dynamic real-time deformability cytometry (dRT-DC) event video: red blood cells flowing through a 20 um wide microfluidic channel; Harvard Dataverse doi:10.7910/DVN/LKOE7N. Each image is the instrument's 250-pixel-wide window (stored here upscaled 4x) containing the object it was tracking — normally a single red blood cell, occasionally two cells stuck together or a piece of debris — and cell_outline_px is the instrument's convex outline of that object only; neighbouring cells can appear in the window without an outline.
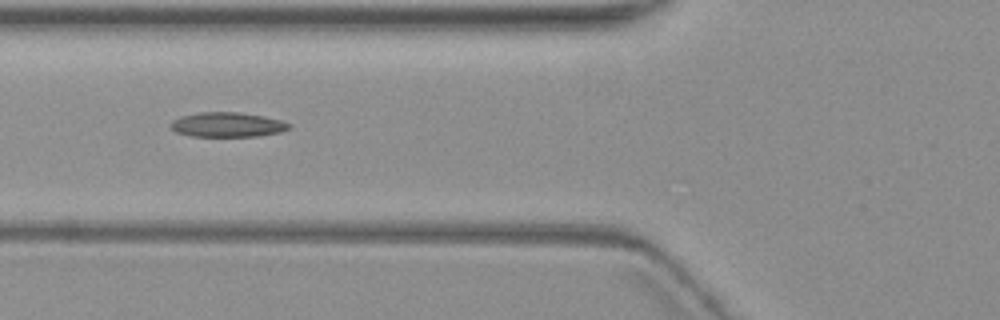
{"species": "common noctule bat (a hibernating species)", "species_latin": "Nyctalus noctula", "temperature_condition": "warm", "stored_images_in_passage": 7, "camera_frame_rate_fps": 3000, "um_per_image_px": 0.085, "animal": {"sex": "female", "body_mass_g": 19.3, "forearm_length_mm": 54.1}, "frame": {"image": 1, "passage_image": 4, "time_ms": 3.667, "image_size_px": [1000, 320], "cell_outline_px": [[292, 128], [280, 132], [256, 136], [192, 136], [176, 132], [172, 128], [172, 120], [180, 116], [200, 112], [240, 112], [264, 116], [280, 120], [292, 124]], "centroid_in_image_um": [19.36, 10.59], "position_along_channel_um": 106.4, "area_um2": 16.99}}
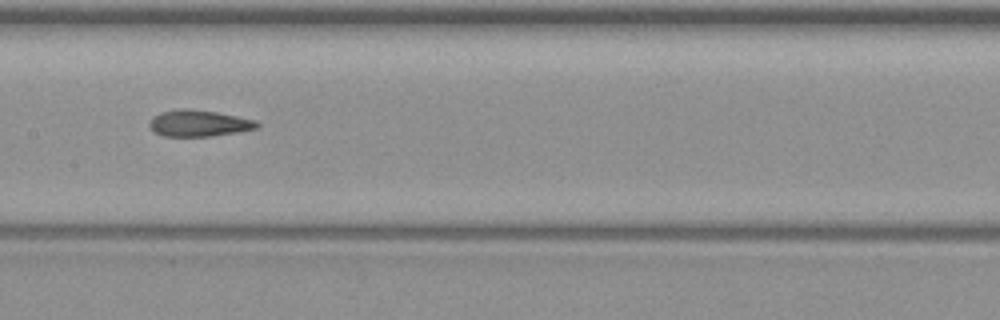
{"frame": {"image": 2, "passage_image": 6, "time_ms": 6.0, "image_size_px": [1000, 320], "cell_outline_px": [[260, 124], [256, 128], [236, 132], [212, 136], [164, 136], [156, 132], [148, 124], [152, 116], [160, 112], [184, 108], [188, 108], [216, 112], [256, 120]], "centroid_in_image_um": [16.88, 10.47], "position_along_channel_um": 190.5, "area_um2": 16.42}}
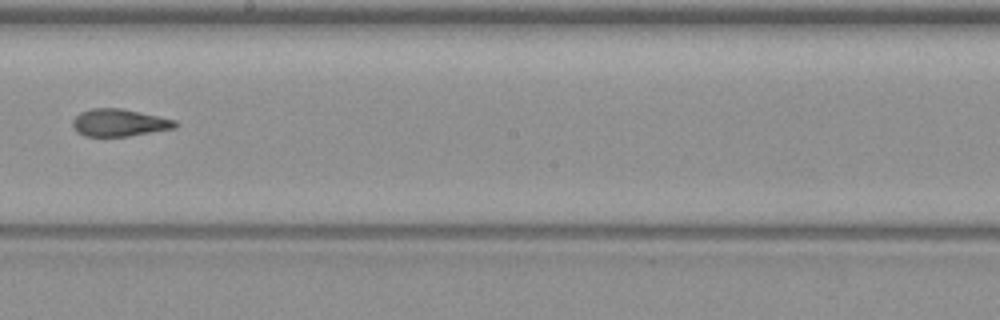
{"frame": {"image": 3, "passage_image": 7, "time_ms": 7.333, "image_size_px": [1000, 320], "cell_outline_px": [[180, 124], [176, 128], [128, 136], [84, 136], [76, 132], [72, 124], [72, 120], [80, 112], [92, 108], [120, 108], [176, 120]], "centroid_in_image_um": [10.13, 10.43], "position_along_channel_um": 238.1, "area_um2": 16.36}}